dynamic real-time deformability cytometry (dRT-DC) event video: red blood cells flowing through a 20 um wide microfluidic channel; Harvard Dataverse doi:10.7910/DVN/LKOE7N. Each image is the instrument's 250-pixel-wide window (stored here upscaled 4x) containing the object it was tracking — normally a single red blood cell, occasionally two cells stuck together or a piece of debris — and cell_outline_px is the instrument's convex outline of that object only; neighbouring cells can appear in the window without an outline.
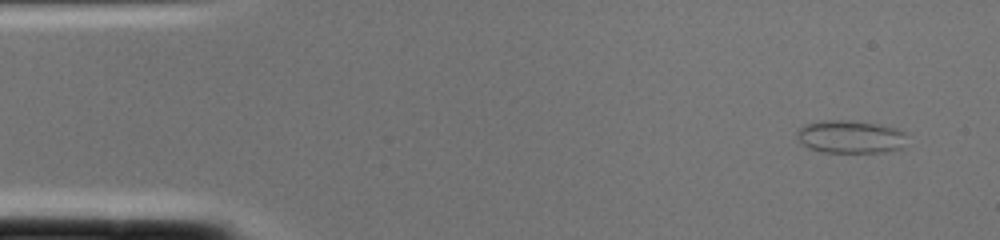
{"species": "common noctule bat (a hibernating species)", "species_latin": "Nyctalus noctula", "temperature_condition": "cold", "stored_images_in_passage": 2, "camera_frame_rate_fps": 3000, "um_per_image_px": 0.085, "animal": {"sex": "female", "body_mass_g": 22.0, "forearm_length_mm": 56.7}, "frame": {"image": 1, "passage_image": 1, "time_ms": 0.0, "image_size_px": [1000, 240], "cell_outline_px": [[904, 148], [884, 152], [824, 152], [808, 148], [796, 136], [796, 132], [804, 124], [824, 120], [844, 120], [876, 124], [896, 128], [904, 132]], "centroid_in_image_um": [72.27, 11.63], "position_along_channel_um": 12.7, "area_um2": 20.92}}
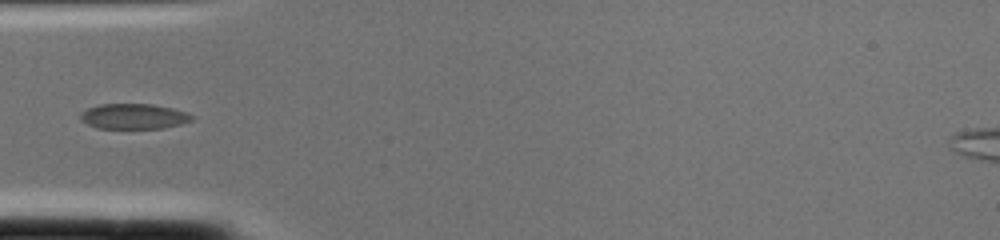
{"frame": {"image": 2, "passage_image": 2, "time_ms": 0.333, "image_size_px": [1000, 240], "cell_outline_px": [[196, 116], [192, 120], [180, 124], [164, 128], [96, 128], [80, 120], [80, 112], [88, 108], [100, 104], [152, 104], [172, 108]], "centroid_in_image_um": [11.35, 9.89], "position_along_channel_um": 73.6, "area_um2": 16.42}}